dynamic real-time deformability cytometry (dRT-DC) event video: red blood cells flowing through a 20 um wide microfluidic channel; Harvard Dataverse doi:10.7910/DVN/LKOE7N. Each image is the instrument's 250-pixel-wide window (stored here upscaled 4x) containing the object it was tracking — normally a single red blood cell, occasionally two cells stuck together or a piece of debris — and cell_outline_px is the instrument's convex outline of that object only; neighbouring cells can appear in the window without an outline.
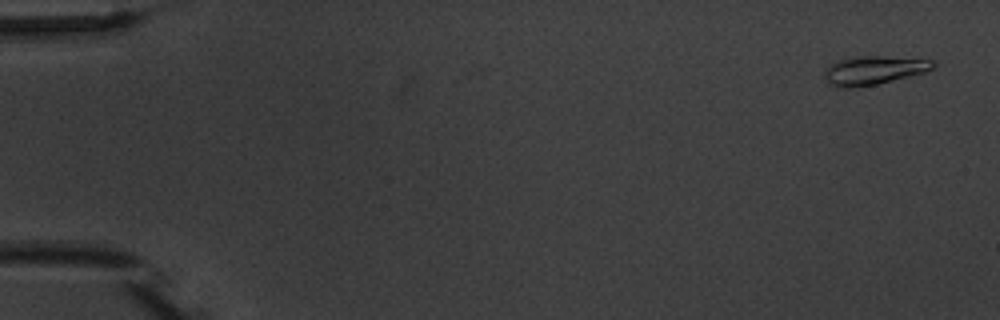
{"species": "common noctule bat (a hibernating species)", "species_latin": "Nyctalus noctula", "temperature_condition": "warm", "stored_images_in_passage": 5, "camera_frame_rate_fps": 3000, "um_per_image_px": 0.085, "animal": {"sex": "male", "body_mass_g": 20.1, "forearm_length_mm": 53.5}, "frame": {"image": 1, "passage_image": 1, "time_ms": 0.0, "image_size_px": [1000, 320], "cell_outline_px": [[936, 64], [932, 68], [924, 72], [876, 84], [844, 88], [840, 88], [828, 84], [824, 76], [824, 72], [832, 64], [840, 60], [860, 56], [884, 56], [932, 60]], "centroid_in_image_um": [74.24, 5.97], "position_along_channel_um": 10.8, "area_um2": 17.69}}